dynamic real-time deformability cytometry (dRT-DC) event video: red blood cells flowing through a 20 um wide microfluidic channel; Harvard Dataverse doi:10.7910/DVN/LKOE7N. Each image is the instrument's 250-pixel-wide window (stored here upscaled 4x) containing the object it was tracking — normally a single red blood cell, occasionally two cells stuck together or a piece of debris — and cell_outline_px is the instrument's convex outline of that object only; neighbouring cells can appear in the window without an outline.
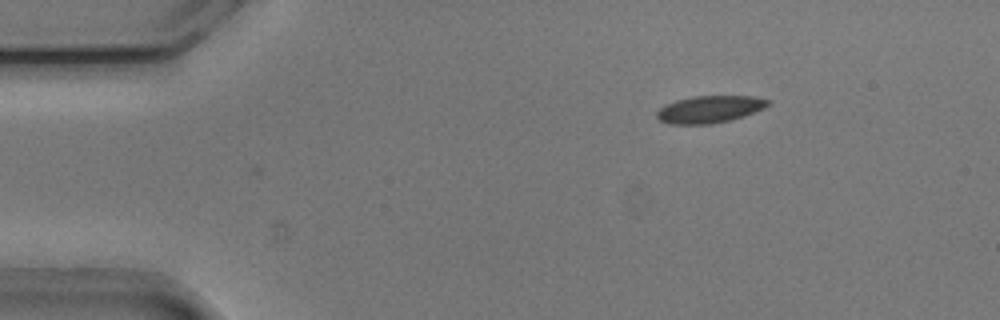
{"species": "common noctule bat (a hibernating species)", "species_latin": "Nyctalus noctula", "temperature_condition": "cold", "stored_images_in_passage": 2, "camera_frame_rate_fps": 3000, "um_per_image_px": 0.085, "animal": {"sex": "male", "body_mass_g": 20.5, "forearm_length_mm": 52.5}, "frame": {"image": 1, "passage_image": 1, "time_ms": 0.0, "image_size_px": [1000, 320], "cell_outline_px": [[772, 100], [764, 108], [744, 116], [712, 124], [668, 124], [660, 120], [656, 116], [656, 112], [660, 108], [676, 100], [692, 96], [752, 96]], "centroid_in_image_um": [60.32, 9.28], "position_along_channel_um": 24.7, "area_um2": 17.51}}